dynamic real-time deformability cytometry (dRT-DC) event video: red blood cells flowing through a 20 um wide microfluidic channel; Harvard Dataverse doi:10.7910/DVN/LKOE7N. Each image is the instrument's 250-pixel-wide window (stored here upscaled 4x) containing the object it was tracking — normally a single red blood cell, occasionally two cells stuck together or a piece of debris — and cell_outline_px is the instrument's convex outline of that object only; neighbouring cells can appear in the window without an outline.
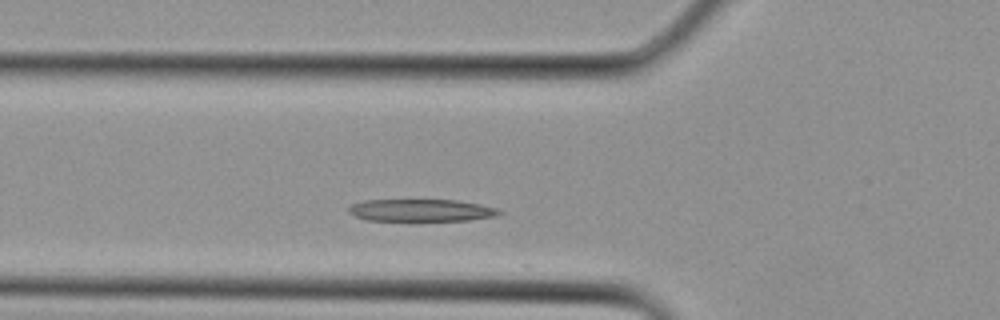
{"species": "Egyptian fruit bat (a non-hibernating species)", "species_latin": "Rousettus aegyptiacus", "temperature_condition": "cold", "stored_images_in_passage": 23, "camera_frame_rate_fps": 3000, "um_per_image_px": 0.085, "animal": {"sex": "female"}, "frame": {"image": 1, "passage_image": 2, "time_ms": 0.333, "image_size_px": [1000, 320], "cell_outline_px": [[504, 212], [496, 216], [468, 220], [412, 224], [408, 224], [368, 220], [356, 216], [348, 212], [348, 208], [352, 204], [364, 200], [456, 200], [480, 204], [496, 208]], "centroid_in_image_um": [35.78, 17.93], "position_along_channel_um": 90.0, "area_um2": 20.81}}
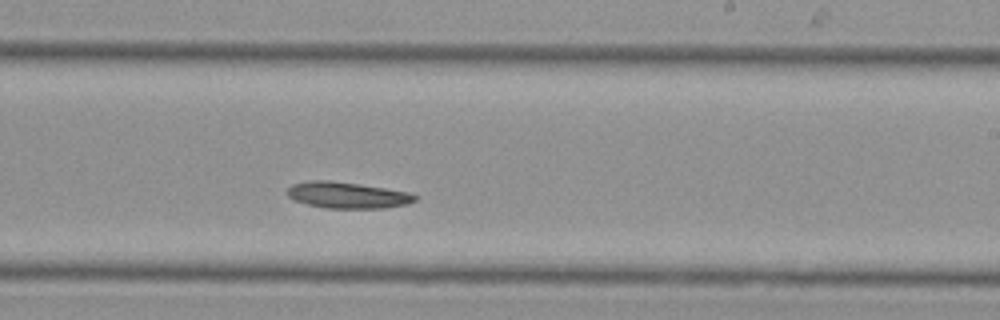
{"frame": {"image": 2, "passage_image": 10, "time_ms": 3.0, "image_size_px": [1000, 320], "cell_outline_px": [[420, 196], [416, 200], [408, 204], [384, 208], [328, 208], [308, 204], [292, 200], [288, 196], [288, 188], [292, 184], [308, 180], [328, 180], [360, 184], [408, 192]], "centroid_in_image_um": [29.54, 16.58], "position_along_channel_um": 259.5, "area_um2": 19.59}}
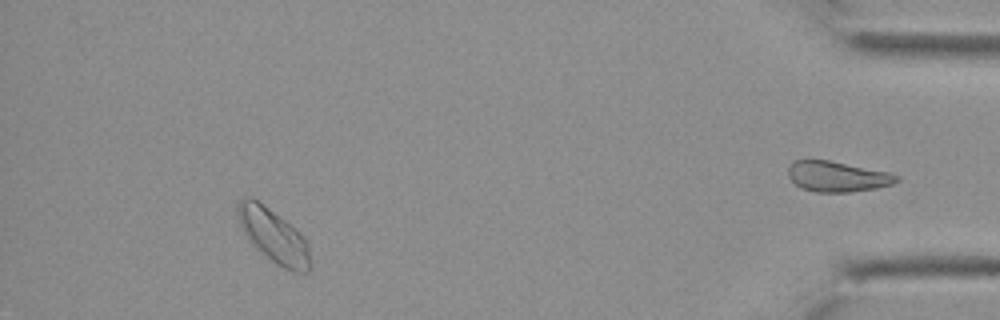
{"frame": {"image": 3, "passage_image": 20, "time_ms": 6.333, "image_size_px": [1000, 320], "cell_outline_px": [[312, 268], [308, 272], [292, 272], [276, 264], [256, 248], [248, 240], [240, 224], [236, 212], [240, 200], [244, 196], [252, 196], [296, 228], [304, 236], [308, 244], [312, 260]], "centroid_in_image_um": [23.29, 20.06], "position_along_channel_um": 411.9, "area_um2": 23.0}}